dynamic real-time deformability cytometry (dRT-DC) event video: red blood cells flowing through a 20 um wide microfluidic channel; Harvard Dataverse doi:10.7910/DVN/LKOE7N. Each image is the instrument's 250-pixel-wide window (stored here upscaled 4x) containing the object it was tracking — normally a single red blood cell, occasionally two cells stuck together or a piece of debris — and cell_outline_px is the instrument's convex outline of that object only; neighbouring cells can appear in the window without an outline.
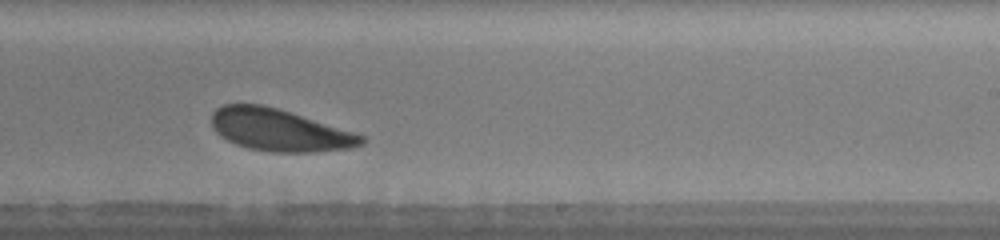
{"species": "human", "species_latin": "Homo sapiens", "temperature_condition": "warm", "stored_images_in_passage": 31, "camera_frame_rate_fps": 3000, "um_per_image_px": 0.085, "donor": {"sex": "male"}, "frame": {"image": 1, "passage_image": 18, "time_ms": 5.667, "image_size_px": [1000, 240], "cell_outline_px": [[368, 140], [364, 144], [352, 148], [316, 152], [272, 152], [248, 148], [236, 144], [220, 136], [212, 128], [212, 112], [216, 108], [224, 104], [260, 104], [276, 108], [352, 132], [364, 136]], "centroid_in_image_um": [23.73, 11.07], "position_along_channel_um": 265.3, "area_um2": 36.47}, "authors_computed_cell_mechanics": {"area_um2": 37.7434, "velocity_mm_per_s": 3.8707, "shape_relaxation_time_tau1_ms": 2.014, "shape_relaxation_time_tau2_ms": 6.9299, "deformation_change_tau1": 0.0833, "deformation_change_tau2": 0.1429}}